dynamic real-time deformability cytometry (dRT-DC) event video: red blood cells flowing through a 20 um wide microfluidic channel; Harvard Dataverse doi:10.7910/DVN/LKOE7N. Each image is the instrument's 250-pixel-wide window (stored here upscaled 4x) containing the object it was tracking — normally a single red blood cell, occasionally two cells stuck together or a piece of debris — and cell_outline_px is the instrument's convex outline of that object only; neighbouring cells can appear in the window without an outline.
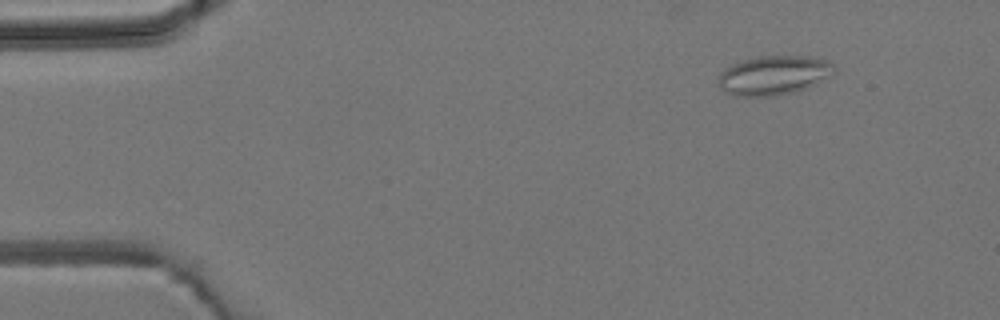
{"species": "common noctule bat (a hibernating species)", "species_latin": "Nyctalus noctula", "temperature_condition": "room temperature", "stored_images_in_passage": 5, "camera_frame_rate_fps": 3000, "um_per_image_px": 0.085, "animal": {"sex": "male", "body_mass_g": 19.2, "forearm_length_mm": 51.8}, "frame": {"image": 1, "passage_image": 2, "time_ms": 1.0, "image_size_px": [1000, 320], "cell_outline_px": [[836, 72], [832, 76], [816, 84], [792, 92], [776, 96], [732, 96], [724, 92], [720, 88], [720, 72], [724, 68], [732, 64], [744, 60], [760, 56], [808, 56], [828, 60], [836, 68]], "centroid_in_image_um": [65.79, 6.4], "position_along_channel_um": 19.2, "area_um2": 26.65}}
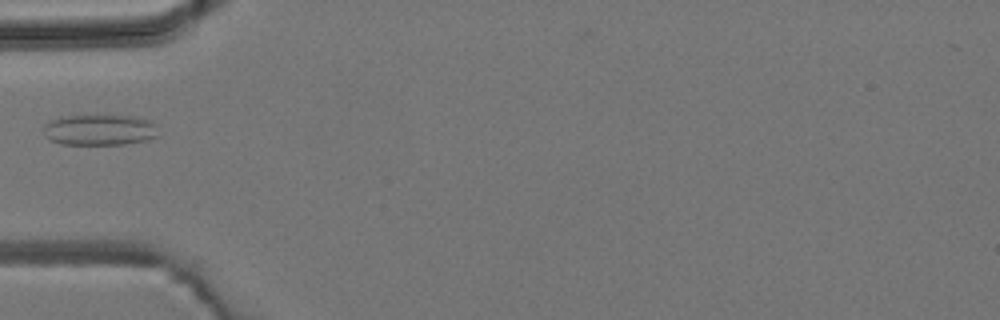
{"frame": {"image": 2, "passage_image": 5, "time_ms": 4.667, "image_size_px": [1000, 320], "cell_outline_px": [[160, 136], [144, 140], [124, 144], [60, 144], [48, 140], [44, 136], [44, 124], [52, 120], [68, 116], [132, 116], [152, 120]], "centroid_in_image_um": [8.47, 11.05], "position_along_channel_um": 76.5, "area_um2": 20.58}}